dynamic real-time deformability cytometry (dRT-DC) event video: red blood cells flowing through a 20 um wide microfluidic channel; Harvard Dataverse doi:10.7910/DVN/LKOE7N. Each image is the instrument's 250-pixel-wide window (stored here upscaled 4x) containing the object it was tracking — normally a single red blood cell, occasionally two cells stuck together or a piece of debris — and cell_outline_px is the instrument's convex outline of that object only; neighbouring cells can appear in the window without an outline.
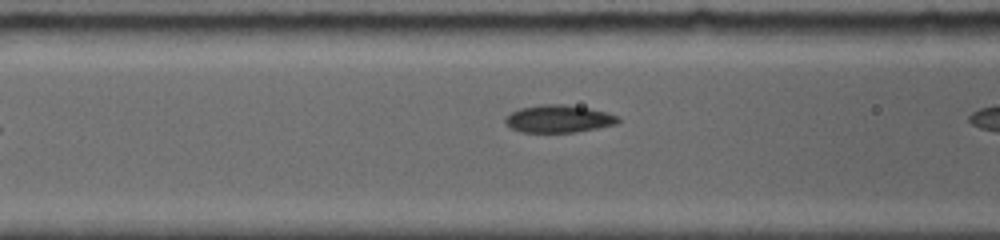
{"species": "common noctule bat (a hibernating species)", "species_latin": "Nyctalus noctula", "temperature_condition": "room temperature", "stored_images_in_passage": 12, "camera_frame_rate_fps": 5000, "um_per_image_px": 0.085, "animal": {"sex": "female", "body_mass_g": 19.0, "forearm_length_mm": 56.7}, "frame": {"image": 1, "passage_image": 10, "time_ms": 2.4, "image_size_px": [1000, 240], "cell_outline_px": [[620, 120], [616, 124], [576, 132], [520, 132], [512, 128], [504, 120], [512, 112], [520, 108], [540, 104], [564, 104], [588, 108], [608, 112], [616, 116]], "centroid_in_image_um": [47.49, 10.09], "position_along_channel_um": 119.1, "area_um2": 17.92}}